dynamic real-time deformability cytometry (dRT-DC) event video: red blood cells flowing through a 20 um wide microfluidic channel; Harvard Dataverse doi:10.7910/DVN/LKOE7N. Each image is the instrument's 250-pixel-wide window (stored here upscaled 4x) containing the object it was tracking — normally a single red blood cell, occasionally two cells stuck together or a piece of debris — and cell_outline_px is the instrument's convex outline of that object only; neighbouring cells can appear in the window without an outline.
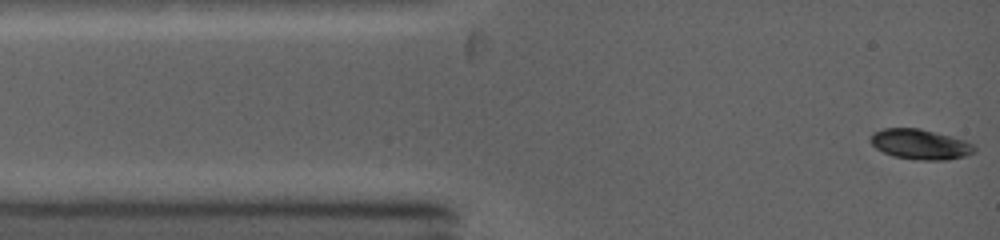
{"species": "common noctule bat (a hibernating species)", "species_latin": "Nyctalus noctula", "temperature_condition": "warm", "stored_images_in_passage": 46, "camera_frame_rate_fps": 5000, "um_per_image_px": 0.085, "animal": {"sex": "female", "body_mass_g": 19.0, "forearm_length_mm": 53.3}, "frame": {"image": 1, "passage_image": 1, "time_ms": 0.0, "image_size_px": [1000, 240], "cell_outline_px": [[976, 152], [964, 156], [948, 160], [916, 160], [892, 156], [876, 148], [868, 140], [868, 136], [872, 132], [884, 128], [920, 128], [964, 140], [972, 144], [976, 148]], "centroid_in_image_um": [78.17, 12.26], "position_along_channel_um": 6.8, "area_um2": 18.44}}
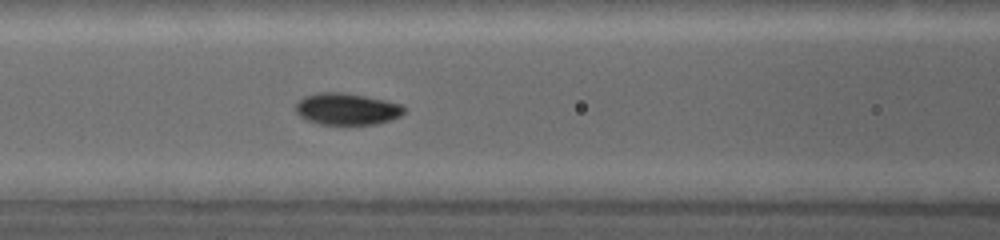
{"frame": {"image": 2, "passage_image": 13, "time_ms": 4.4, "image_size_px": [1000, 240], "cell_outline_px": [[404, 112], [400, 116], [376, 124], [316, 124], [304, 120], [296, 112], [296, 104], [304, 96], [320, 92], [340, 92], [364, 96], [384, 100], [400, 104], [404, 108]], "centroid_in_image_um": [29.43, 9.27], "position_along_channel_um": 137.2, "area_um2": 19.88}}
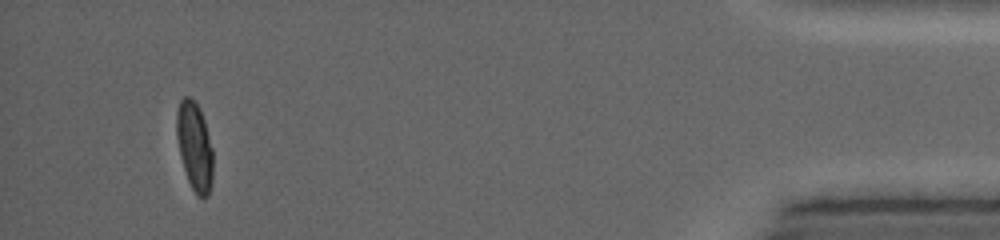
{"frame": {"image": 3, "passage_image": 41, "time_ms": 13.2, "image_size_px": [1000, 240], "cell_outline_px": [[212, 184], [208, 196], [204, 200], [196, 196], [188, 180], [180, 156], [176, 136], [176, 112], [180, 100], [184, 96], [188, 96], [196, 104], [204, 120], [212, 148]], "centroid_in_image_um": [16.53, 12.49], "position_along_channel_um": 418.7, "area_um2": 18.79}, "authors_computed_cell_mechanics": {"area_um2": 19.1318, "velocity_mm_per_s": 4.2206, "shape_relaxation_time_tau1_ms": 3.5246, "shape_relaxation_time_tau2_ms": null, "deformation_change_tau1": 0.1637, "deformation_change_tau2": null}}